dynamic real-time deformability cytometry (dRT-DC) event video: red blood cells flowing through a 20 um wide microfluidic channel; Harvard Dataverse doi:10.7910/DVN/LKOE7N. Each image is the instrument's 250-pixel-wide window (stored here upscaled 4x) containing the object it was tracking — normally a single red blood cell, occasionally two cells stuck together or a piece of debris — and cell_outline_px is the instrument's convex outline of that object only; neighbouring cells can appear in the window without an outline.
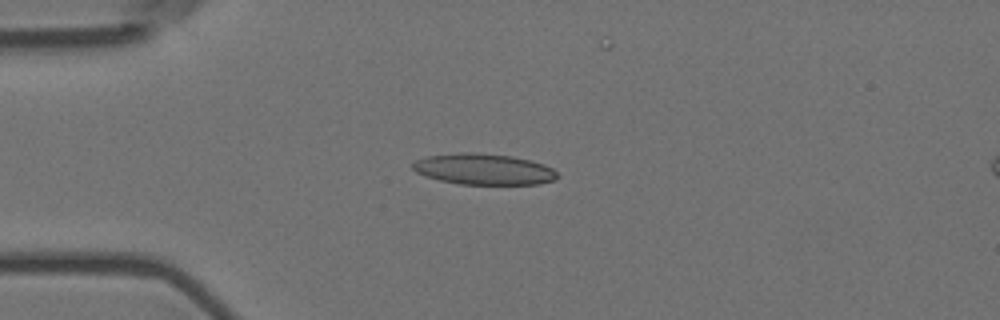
{"species": "Egyptian fruit bat (a non-hibernating species)", "species_latin": "Rousettus aegyptiacus", "temperature_condition": "room temperature", "stored_images_in_passage": 6, "camera_frame_rate_fps": 3000, "um_per_image_px": 0.085, "animal": {"sex": "female"}, "frame": {"image": 1, "passage_image": 4, "time_ms": 1.0, "image_size_px": [1000, 320], "cell_outline_px": [[560, 176], [556, 180], [540, 184], [460, 184], [440, 180], [424, 176], [416, 172], [412, 168], [412, 164], [416, 160], [428, 156], [460, 152], [476, 152], [512, 156], [544, 164], [552, 168]], "centroid_in_image_um": [41.13, 14.38], "position_along_channel_um": 43.9, "area_um2": 26.24}}
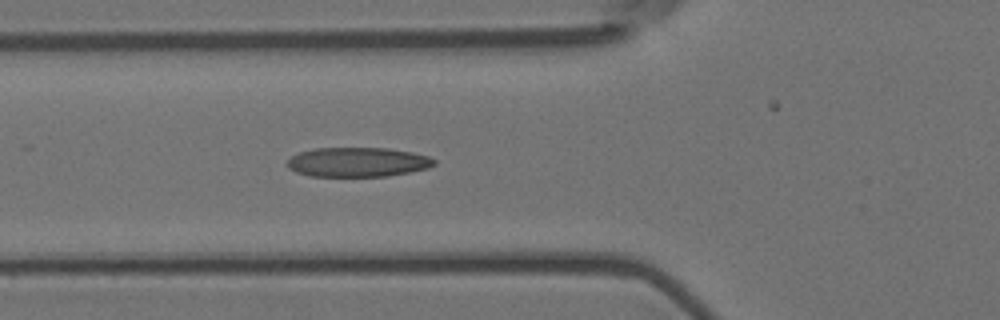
{"frame": {"image": 2, "passage_image": 6, "time_ms": 1.667, "image_size_px": [1000, 320], "cell_outline_px": [[436, 164], [428, 168], [388, 176], [312, 176], [296, 172], [288, 168], [288, 160], [292, 156], [300, 152], [312, 148], [388, 148], [412, 152], [428, 156], [436, 160]], "centroid_in_image_um": [30.42, 13.77], "position_along_channel_um": 95.4, "area_um2": 25.2}}